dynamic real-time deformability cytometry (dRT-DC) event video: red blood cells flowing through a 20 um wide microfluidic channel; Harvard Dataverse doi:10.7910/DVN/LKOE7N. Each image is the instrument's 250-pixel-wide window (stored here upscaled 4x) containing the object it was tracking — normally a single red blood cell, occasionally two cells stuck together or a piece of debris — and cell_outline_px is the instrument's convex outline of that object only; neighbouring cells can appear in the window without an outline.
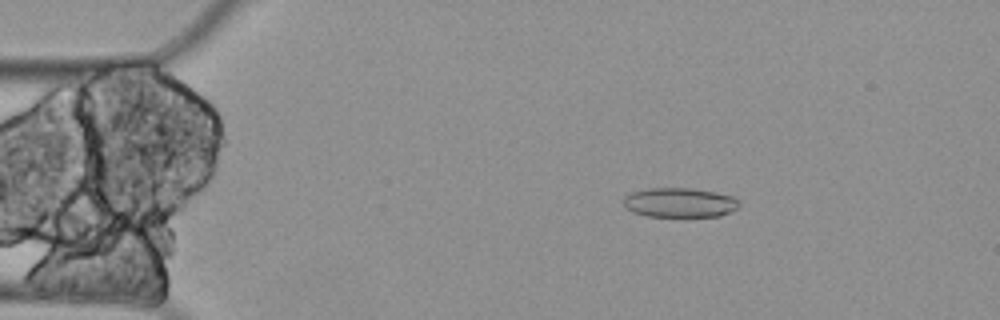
{"species": "Egyptian fruit bat (a non-hibernating species)", "species_latin": "Rousettus aegyptiacus", "temperature_condition": "cold", "stored_images_in_passage": 5, "camera_frame_rate_fps": 3000, "um_per_image_px": 0.085, "animal": {"sex": "female"}, "frame": {"image": 1, "passage_image": 3, "time_ms": 0.667, "image_size_px": [1000, 320], "cell_outline_px": [[740, 204], [732, 212], [720, 216], [648, 216], [632, 212], [624, 208], [624, 196], [632, 192], [648, 188], [688, 188], [716, 192], [732, 196], [740, 200]], "centroid_in_image_um": [57.77, 17.22], "position_along_channel_um": 27.2, "area_um2": 20.0}}